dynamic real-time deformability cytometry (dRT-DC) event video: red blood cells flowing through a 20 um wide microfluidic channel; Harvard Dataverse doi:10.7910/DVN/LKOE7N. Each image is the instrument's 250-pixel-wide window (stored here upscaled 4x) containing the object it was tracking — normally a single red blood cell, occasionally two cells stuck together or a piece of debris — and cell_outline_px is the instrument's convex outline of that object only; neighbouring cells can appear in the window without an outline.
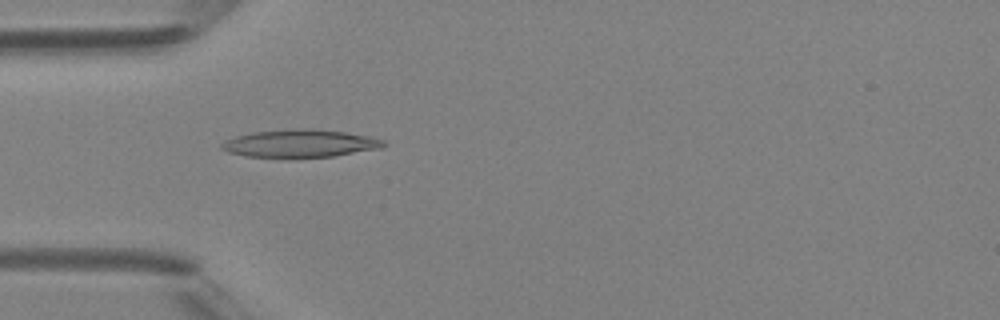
{"species": "Egyptian fruit bat (a non-hibernating species)", "species_latin": "Rousettus aegyptiacus", "temperature_condition": "room temperature", "stored_images_in_passage": 2, "camera_frame_rate_fps": 3000, "um_per_image_px": 0.085, "animal": {"sex": "female"}, "frame": {"image": 1, "passage_image": 2, "time_ms": 1.0, "image_size_px": [1000, 320], "cell_outline_px": [[388, 144], [380, 148], [332, 156], [248, 156], [228, 152], [220, 148], [220, 144], [236, 136], [252, 132], [296, 128], [312, 128], [344, 132], [368, 136], [384, 140]], "centroid_in_image_um": [25.52, 12.16], "position_along_channel_um": 59.5, "area_um2": 25.61}}